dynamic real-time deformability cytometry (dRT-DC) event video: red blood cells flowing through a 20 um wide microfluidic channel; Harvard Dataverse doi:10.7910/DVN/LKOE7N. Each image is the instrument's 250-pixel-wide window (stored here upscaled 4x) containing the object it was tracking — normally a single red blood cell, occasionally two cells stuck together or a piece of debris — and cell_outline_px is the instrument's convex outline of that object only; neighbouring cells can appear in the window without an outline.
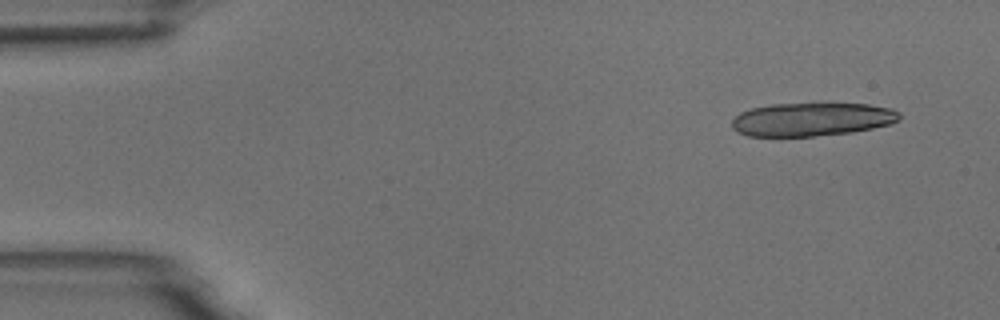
{"species": "common noctule bat (a hibernating species)", "species_latin": "Nyctalus noctula", "temperature_condition": "room temperature", "stored_images_in_passage": 9, "camera_frame_rate_fps": 3000, "um_per_image_px": 0.085, "animal": {"sex": "male", "body_mass_g": 18.8}, "frame": {"image": 1, "passage_image": 1, "time_ms": 0.0, "image_size_px": [1000, 320], "cell_outline_px": [[900, 120], [892, 124], [852, 132], [812, 136], [748, 136], [736, 132], [732, 128], [732, 120], [740, 112], [752, 108], [772, 104], [868, 104], [892, 108], [900, 112]], "centroid_in_image_um": [69.02, 10.15], "position_along_channel_um": 16.0, "area_um2": 32.6}}
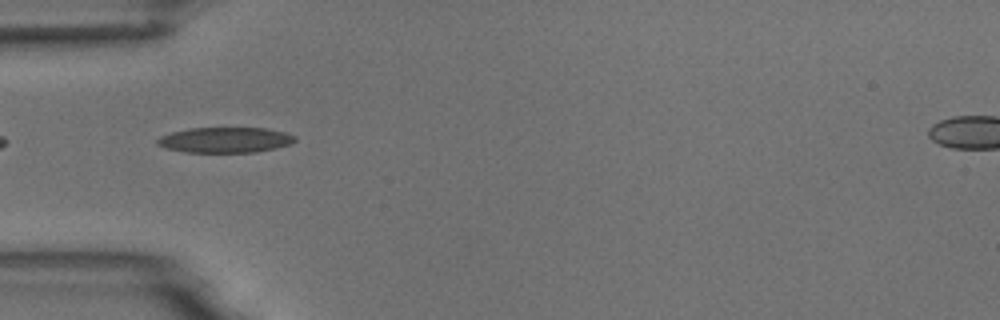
{"frame": {"image": 2, "passage_image": 4, "time_ms": 4.333, "image_size_px": [1000, 320], "cell_outline_px": [[296, 140], [292, 144], [276, 148], [256, 152], [184, 152], [164, 148], [156, 144], [156, 140], [160, 136], [172, 132], [188, 128], [264, 128], [284, 132], [296, 136]], "centroid_in_image_um": [19.13, 11.9], "position_along_channel_um": 65.9, "area_um2": 20.52}}
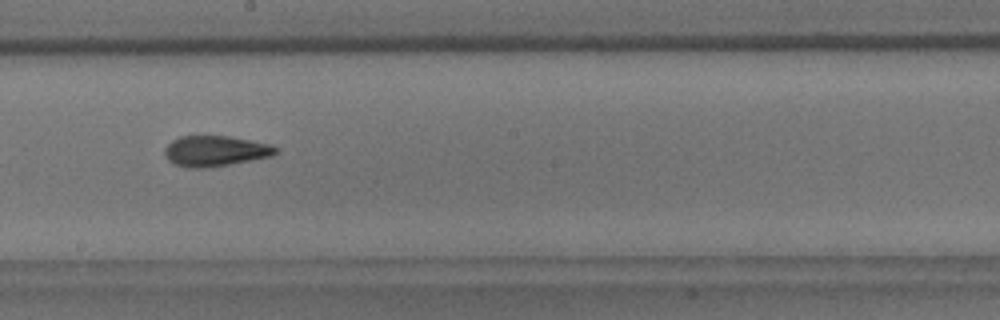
{"frame": {"image": 3, "passage_image": 8, "time_ms": 8.667, "image_size_px": [1000, 320], "cell_outline_px": [[280, 152], [272, 156], [228, 164], [204, 168], [184, 168], [172, 164], [164, 156], [164, 148], [172, 140], [180, 136], [228, 136], [272, 144], [280, 148]], "centroid_in_image_um": [18.29, 12.84], "position_along_channel_um": 229.9, "area_um2": 20.06}}